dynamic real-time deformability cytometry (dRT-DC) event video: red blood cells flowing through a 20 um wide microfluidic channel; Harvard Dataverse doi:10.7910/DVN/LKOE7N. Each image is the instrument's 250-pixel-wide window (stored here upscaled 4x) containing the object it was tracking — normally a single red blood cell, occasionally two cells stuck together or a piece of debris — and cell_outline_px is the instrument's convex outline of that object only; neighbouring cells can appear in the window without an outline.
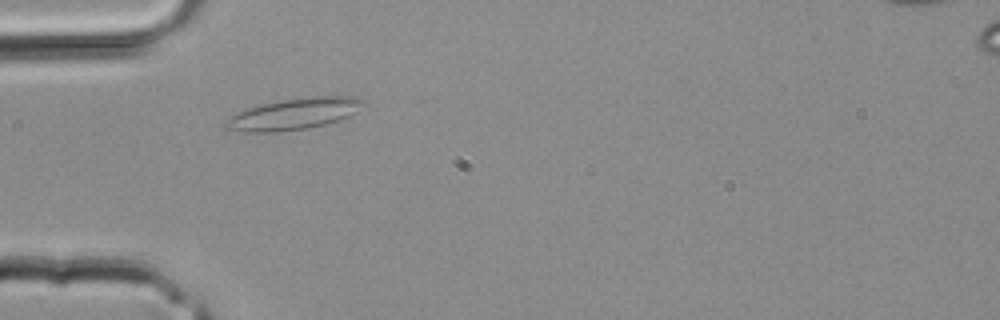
{"species": "common noctule bat (a hibernating species)", "species_latin": "Nyctalus noctula", "temperature_condition": "room temperature", "stored_images_in_passage": 6, "camera_frame_rate_fps": 3000, "um_per_image_px": 0.085, "animal": {"sex": "male", "body_mass_g": 20.4}, "frame": {"image": 1, "passage_image": 5, "time_ms": 1.333, "image_size_px": [1000, 320], "cell_outline_px": [[364, 100], [356, 112], [340, 120], [308, 128], [276, 132], [244, 132], [224, 128], [224, 120], [228, 116], [248, 108], [260, 104], [300, 96], [356, 96]], "centroid_in_image_um": [24.93, 9.67], "position_along_channel_um": 60.1, "area_um2": 25.37}}
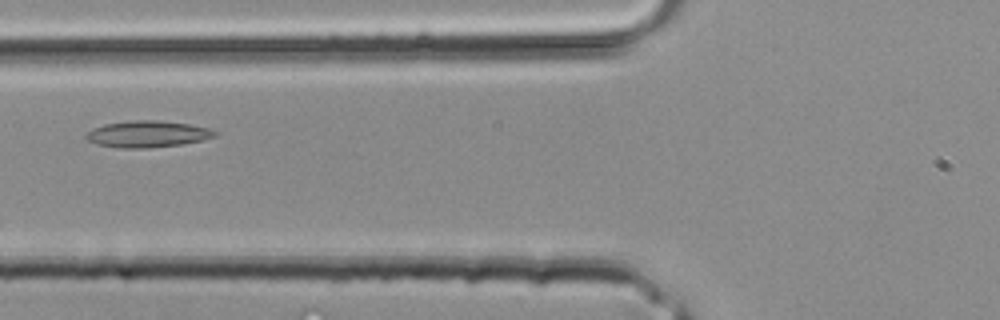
{"frame": {"image": 2, "passage_image": 6, "time_ms": 1.667, "image_size_px": [1000, 320], "cell_outline_px": [[216, 136], [204, 140], [180, 144], [148, 148], [120, 148], [96, 144], [88, 140], [84, 136], [92, 128], [104, 124], [132, 120], [160, 120], [192, 124], [208, 128], [216, 132]], "centroid_in_image_um": [12.53, 11.39], "position_along_channel_um": 113.3, "area_um2": 20.0}}